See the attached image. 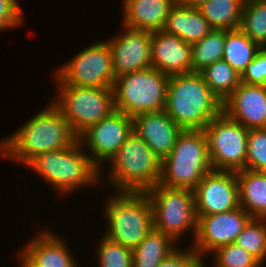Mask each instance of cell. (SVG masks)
Masks as SVG:
<instances>
[{
    "mask_svg": "<svg viewBox=\"0 0 266 267\" xmlns=\"http://www.w3.org/2000/svg\"><path fill=\"white\" fill-rule=\"evenodd\" d=\"M169 78L152 67L116 77L113 85L115 110L131 118L163 111Z\"/></svg>",
    "mask_w": 266,
    "mask_h": 267,
    "instance_id": "52a82bcc",
    "label": "cell"
},
{
    "mask_svg": "<svg viewBox=\"0 0 266 267\" xmlns=\"http://www.w3.org/2000/svg\"><path fill=\"white\" fill-rule=\"evenodd\" d=\"M22 12L17 0H0V31L23 25Z\"/></svg>",
    "mask_w": 266,
    "mask_h": 267,
    "instance_id": "e575fe53",
    "label": "cell"
},
{
    "mask_svg": "<svg viewBox=\"0 0 266 267\" xmlns=\"http://www.w3.org/2000/svg\"><path fill=\"white\" fill-rule=\"evenodd\" d=\"M53 76L77 87L113 88L116 77L109 43L103 39L80 50Z\"/></svg>",
    "mask_w": 266,
    "mask_h": 267,
    "instance_id": "8fae6325",
    "label": "cell"
},
{
    "mask_svg": "<svg viewBox=\"0 0 266 267\" xmlns=\"http://www.w3.org/2000/svg\"><path fill=\"white\" fill-rule=\"evenodd\" d=\"M240 29L260 47H266V0L244 2Z\"/></svg>",
    "mask_w": 266,
    "mask_h": 267,
    "instance_id": "83f0119b",
    "label": "cell"
},
{
    "mask_svg": "<svg viewBox=\"0 0 266 267\" xmlns=\"http://www.w3.org/2000/svg\"><path fill=\"white\" fill-rule=\"evenodd\" d=\"M251 216L242 208L225 213L197 216V229L190 245L202 257L220 246L235 243Z\"/></svg>",
    "mask_w": 266,
    "mask_h": 267,
    "instance_id": "4fadbf2b",
    "label": "cell"
},
{
    "mask_svg": "<svg viewBox=\"0 0 266 267\" xmlns=\"http://www.w3.org/2000/svg\"><path fill=\"white\" fill-rule=\"evenodd\" d=\"M212 170L204 130H183L172 151L162 160L159 184L193 191Z\"/></svg>",
    "mask_w": 266,
    "mask_h": 267,
    "instance_id": "8992f818",
    "label": "cell"
},
{
    "mask_svg": "<svg viewBox=\"0 0 266 267\" xmlns=\"http://www.w3.org/2000/svg\"><path fill=\"white\" fill-rule=\"evenodd\" d=\"M132 131L163 160L172 151L183 129L163 110L132 118Z\"/></svg>",
    "mask_w": 266,
    "mask_h": 267,
    "instance_id": "d6986e66",
    "label": "cell"
},
{
    "mask_svg": "<svg viewBox=\"0 0 266 267\" xmlns=\"http://www.w3.org/2000/svg\"><path fill=\"white\" fill-rule=\"evenodd\" d=\"M193 192L197 216L225 213L240 207L236 172L212 170Z\"/></svg>",
    "mask_w": 266,
    "mask_h": 267,
    "instance_id": "5bb4252c",
    "label": "cell"
},
{
    "mask_svg": "<svg viewBox=\"0 0 266 267\" xmlns=\"http://www.w3.org/2000/svg\"><path fill=\"white\" fill-rule=\"evenodd\" d=\"M203 259L190 245L185 250L177 246L157 267H206Z\"/></svg>",
    "mask_w": 266,
    "mask_h": 267,
    "instance_id": "d6a6232c",
    "label": "cell"
},
{
    "mask_svg": "<svg viewBox=\"0 0 266 267\" xmlns=\"http://www.w3.org/2000/svg\"><path fill=\"white\" fill-rule=\"evenodd\" d=\"M241 82L249 85L266 86V47H261L246 70L241 75Z\"/></svg>",
    "mask_w": 266,
    "mask_h": 267,
    "instance_id": "836d02e7",
    "label": "cell"
},
{
    "mask_svg": "<svg viewBox=\"0 0 266 267\" xmlns=\"http://www.w3.org/2000/svg\"><path fill=\"white\" fill-rule=\"evenodd\" d=\"M25 167L46 180L61 196L100 183V169L85 153L79 139L68 148L36 155Z\"/></svg>",
    "mask_w": 266,
    "mask_h": 267,
    "instance_id": "3957f363",
    "label": "cell"
},
{
    "mask_svg": "<svg viewBox=\"0 0 266 267\" xmlns=\"http://www.w3.org/2000/svg\"><path fill=\"white\" fill-rule=\"evenodd\" d=\"M203 130L213 170L237 172L245 169L249 129L222 111Z\"/></svg>",
    "mask_w": 266,
    "mask_h": 267,
    "instance_id": "30bf717a",
    "label": "cell"
},
{
    "mask_svg": "<svg viewBox=\"0 0 266 267\" xmlns=\"http://www.w3.org/2000/svg\"><path fill=\"white\" fill-rule=\"evenodd\" d=\"M162 30L191 44L201 40L212 28L198 8L188 7L176 1L166 17Z\"/></svg>",
    "mask_w": 266,
    "mask_h": 267,
    "instance_id": "44dd1931",
    "label": "cell"
},
{
    "mask_svg": "<svg viewBox=\"0 0 266 267\" xmlns=\"http://www.w3.org/2000/svg\"><path fill=\"white\" fill-rule=\"evenodd\" d=\"M177 243L163 232L154 228L132 250L133 267H157L177 247Z\"/></svg>",
    "mask_w": 266,
    "mask_h": 267,
    "instance_id": "603a6c76",
    "label": "cell"
},
{
    "mask_svg": "<svg viewBox=\"0 0 266 267\" xmlns=\"http://www.w3.org/2000/svg\"><path fill=\"white\" fill-rule=\"evenodd\" d=\"M239 201L251 218L266 219V172H236Z\"/></svg>",
    "mask_w": 266,
    "mask_h": 267,
    "instance_id": "7402d4cb",
    "label": "cell"
},
{
    "mask_svg": "<svg viewBox=\"0 0 266 267\" xmlns=\"http://www.w3.org/2000/svg\"><path fill=\"white\" fill-rule=\"evenodd\" d=\"M245 169L266 172V128L249 130Z\"/></svg>",
    "mask_w": 266,
    "mask_h": 267,
    "instance_id": "1f68e13d",
    "label": "cell"
},
{
    "mask_svg": "<svg viewBox=\"0 0 266 267\" xmlns=\"http://www.w3.org/2000/svg\"><path fill=\"white\" fill-rule=\"evenodd\" d=\"M151 64L168 76L192 73L191 44L163 30L151 32Z\"/></svg>",
    "mask_w": 266,
    "mask_h": 267,
    "instance_id": "ac0fdd59",
    "label": "cell"
},
{
    "mask_svg": "<svg viewBox=\"0 0 266 267\" xmlns=\"http://www.w3.org/2000/svg\"><path fill=\"white\" fill-rule=\"evenodd\" d=\"M235 243L264 265L266 261V219L251 218L237 236Z\"/></svg>",
    "mask_w": 266,
    "mask_h": 267,
    "instance_id": "f1b7e54d",
    "label": "cell"
},
{
    "mask_svg": "<svg viewBox=\"0 0 266 267\" xmlns=\"http://www.w3.org/2000/svg\"><path fill=\"white\" fill-rule=\"evenodd\" d=\"M123 28V33L107 39L115 77L152 67L151 32Z\"/></svg>",
    "mask_w": 266,
    "mask_h": 267,
    "instance_id": "9a60e30c",
    "label": "cell"
},
{
    "mask_svg": "<svg viewBox=\"0 0 266 267\" xmlns=\"http://www.w3.org/2000/svg\"><path fill=\"white\" fill-rule=\"evenodd\" d=\"M56 234L46 228L24 244L17 258L21 266L78 267L64 238Z\"/></svg>",
    "mask_w": 266,
    "mask_h": 267,
    "instance_id": "e0dca14e",
    "label": "cell"
},
{
    "mask_svg": "<svg viewBox=\"0 0 266 267\" xmlns=\"http://www.w3.org/2000/svg\"><path fill=\"white\" fill-rule=\"evenodd\" d=\"M98 267H133L132 250L103 236L97 245Z\"/></svg>",
    "mask_w": 266,
    "mask_h": 267,
    "instance_id": "4dcf8cb0",
    "label": "cell"
},
{
    "mask_svg": "<svg viewBox=\"0 0 266 267\" xmlns=\"http://www.w3.org/2000/svg\"><path fill=\"white\" fill-rule=\"evenodd\" d=\"M200 74L208 87L222 102L241 83V75L224 60L212 63Z\"/></svg>",
    "mask_w": 266,
    "mask_h": 267,
    "instance_id": "4316f807",
    "label": "cell"
},
{
    "mask_svg": "<svg viewBox=\"0 0 266 267\" xmlns=\"http://www.w3.org/2000/svg\"><path fill=\"white\" fill-rule=\"evenodd\" d=\"M107 239L134 250L153 229V211L145 192H116L106 197Z\"/></svg>",
    "mask_w": 266,
    "mask_h": 267,
    "instance_id": "5b68a950",
    "label": "cell"
},
{
    "mask_svg": "<svg viewBox=\"0 0 266 267\" xmlns=\"http://www.w3.org/2000/svg\"><path fill=\"white\" fill-rule=\"evenodd\" d=\"M20 267H41V266H20Z\"/></svg>",
    "mask_w": 266,
    "mask_h": 267,
    "instance_id": "8d00e7d4",
    "label": "cell"
},
{
    "mask_svg": "<svg viewBox=\"0 0 266 267\" xmlns=\"http://www.w3.org/2000/svg\"><path fill=\"white\" fill-rule=\"evenodd\" d=\"M208 0H177L178 3L188 6V7H193V8H198L200 5L205 3Z\"/></svg>",
    "mask_w": 266,
    "mask_h": 267,
    "instance_id": "d590c367",
    "label": "cell"
},
{
    "mask_svg": "<svg viewBox=\"0 0 266 267\" xmlns=\"http://www.w3.org/2000/svg\"><path fill=\"white\" fill-rule=\"evenodd\" d=\"M261 47L240 28L225 30V46L222 60L228 62L242 75Z\"/></svg>",
    "mask_w": 266,
    "mask_h": 267,
    "instance_id": "d4e9b609",
    "label": "cell"
},
{
    "mask_svg": "<svg viewBox=\"0 0 266 267\" xmlns=\"http://www.w3.org/2000/svg\"><path fill=\"white\" fill-rule=\"evenodd\" d=\"M213 267H262L264 266L256 257L245 251L236 243L223 245L215 249Z\"/></svg>",
    "mask_w": 266,
    "mask_h": 267,
    "instance_id": "f546056e",
    "label": "cell"
},
{
    "mask_svg": "<svg viewBox=\"0 0 266 267\" xmlns=\"http://www.w3.org/2000/svg\"><path fill=\"white\" fill-rule=\"evenodd\" d=\"M54 78L59 93L51 102L77 137L115 111L113 88L77 87Z\"/></svg>",
    "mask_w": 266,
    "mask_h": 267,
    "instance_id": "ba28073f",
    "label": "cell"
},
{
    "mask_svg": "<svg viewBox=\"0 0 266 267\" xmlns=\"http://www.w3.org/2000/svg\"><path fill=\"white\" fill-rule=\"evenodd\" d=\"M164 111L183 130H203L222 112V101L200 73L172 75Z\"/></svg>",
    "mask_w": 266,
    "mask_h": 267,
    "instance_id": "7a4b0ae2",
    "label": "cell"
},
{
    "mask_svg": "<svg viewBox=\"0 0 266 267\" xmlns=\"http://www.w3.org/2000/svg\"><path fill=\"white\" fill-rule=\"evenodd\" d=\"M244 0H208L198 7L212 29L240 28Z\"/></svg>",
    "mask_w": 266,
    "mask_h": 267,
    "instance_id": "cb8c5ba5",
    "label": "cell"
},
{
    "mask_svg": "<svg viewBox=\"0 0 266 267\" xmlns=\"http://www.w3.org/2000/svg\"><path fill=\"white\" fill-rule=\"evenodd\" d=\"M225 30L212 29L201 40L191 43L192 72L200 73L223 58Z\"/></svg>",
    "mask_w": 266,
    "mask_h": 267,
    "instance_id": "484cf974",
    "label": "cell"
},
{
    "mask_svg": "<svg viewBox=\"0 0 266 267\" xmlns=\"http://www.w3.org/2000/svg\"><path fill=\"white\" fill-rule=\"evenodd\" d=\"M153 211V228L169 235L176 243L197 229L194 192L190 189L169 188L161 184L145 191Z\"/></svg>",
    "mask_w": 266,
    "mask_h": 267,
    "instance_id": "9c48e42d",
    "label": "cell"
},
{
    "mask_svg": "<svg viewBox=\"0 0 266 267\" xmlns=\"http://www.w3.org/2000/svg\"><path fill=\"white\" fill-rule=\"evenodd\" d=\"M222 111L249 130L266 128V86L241 82L222 102Z\"/></svg>",
    "mask_w": 266,
    "mask_h": 267,
    "instance_id": "2e32d148",
    "label": "cell"
},
{
    "mask_svg": "<svg viewBox=\"0 0 266 267\" xmlns=\"http://www.w3.org/2000/svg\"><path fill=\"white\" fill-rule=\"evenodd\" d=\"M106 163L105 177L116 192H145L161 180L162 160L134 132Z\"/></svg>",
    "mask_w": 266,
    "mask_h": 267,
    "instance_id": "277c9868",
    "label": "cell"
},
{
    "mask_svg": "<svg viewBox=\"0 0 266 267\" xmlns=\"http://www.w3.org/2000/svg\"><path fill=\"white\" fill-rule=\"evenodd\" d=\"M132 118L115 110L108 117L90 126L79 137L91 161L100 169L120 149L126 138L132 133ZM88 149V150H87Z\"/></svg>",
    "mask_w": 266,
    "mask_h": 267,
    "instance_id": "7c38bea8",
    "label": "cell"
},
{
    "mask_svg": "<svg viewBox=\"0 0 266 267\" xmlns=\"http://www.w3.org/2000/svg\"><path fill=\"white\" fill-rule=\"evenodd\" d=\"M177 0H122V27L148 32L164 28Z\"/></svg>",
    "mask_w": 266,
    "mask_h": 267,
    "instance_id": "ffe728a7",
    "label": "cell"
},
{
    "mask_svg": "<svg viewBox=\"0 0 266 267\" xmlns=\"http://www.w3.org/2000/svg\"><path fill=\"white\" fill-rule=\"evenodd\" d=\"M35 114L0 143L3 158L26 165L36 155L70 147L78 137L67 119L52 104Z\"/></svg>",
    "mask_w": 266,
    "mask_h": 267,
    "instance_id": "6da1fadb",
    "label": "cell"
}]
</instances>
